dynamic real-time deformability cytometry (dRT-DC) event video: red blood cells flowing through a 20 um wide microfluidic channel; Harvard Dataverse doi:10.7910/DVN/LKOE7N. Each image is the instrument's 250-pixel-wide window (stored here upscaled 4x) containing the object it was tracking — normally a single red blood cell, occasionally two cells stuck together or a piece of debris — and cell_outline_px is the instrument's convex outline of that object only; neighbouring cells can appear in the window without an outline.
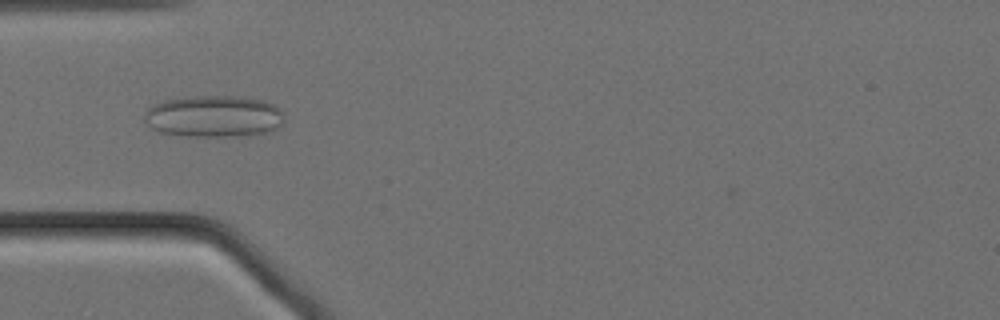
{"species": "Egyptian fruit bat (a non-hibernating species)", "species_latin": "Rousettus aegyptiacus", "temperature_condition": "cold", "stored_images_in_passage": 48, "camera_frame_rate_fps": 3000, "um_per_image_px": 0.085, "animal": {"sex": "female"}, "frame": {"image": 1, "passage_image": 8, "time_ms": 2.333, "image_size_px": [1000, 320], "cell_outline_px": [[284, 120], [276, 128], [264, 132], [236, 136], [188, 136], [160, 132], [152, 128], [144, 120], [144, 112], [152, 104], [164, 100], [184, 96], [236, 96], [264, 100], [280, 108], [284, 116]], "centroid_in_image_um": [18.13, 9.87], "position_along_channel_um": 66.9, "area_um2": 34.1}}
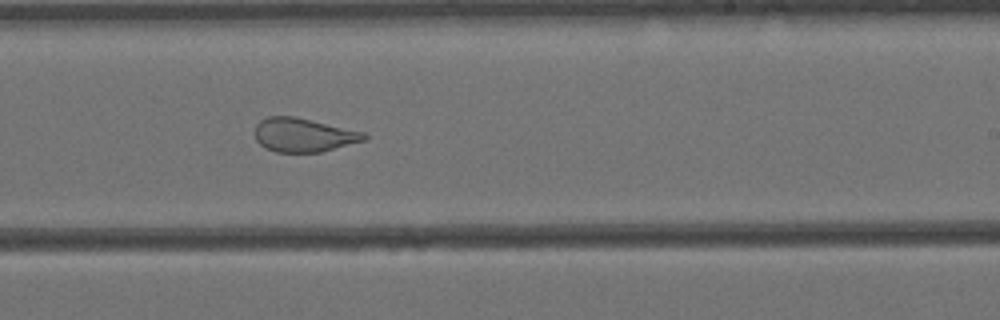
{"frame": {"image": 2, "passage_image": 25, "time_ms": 8.0, "image_size_px": [1000, 320], "cell_outline_px": [[368, 136], [364, 140], [320, 152], [276, 152], [264, 148], [256, 140], [256, 124], [260, 120], [268, 116], [292, 116], [368, 132]], "centroid_in_image_um": [25.81, 11.47], "position_along_channel_um": 263.2, "area_um2": 21.5}}
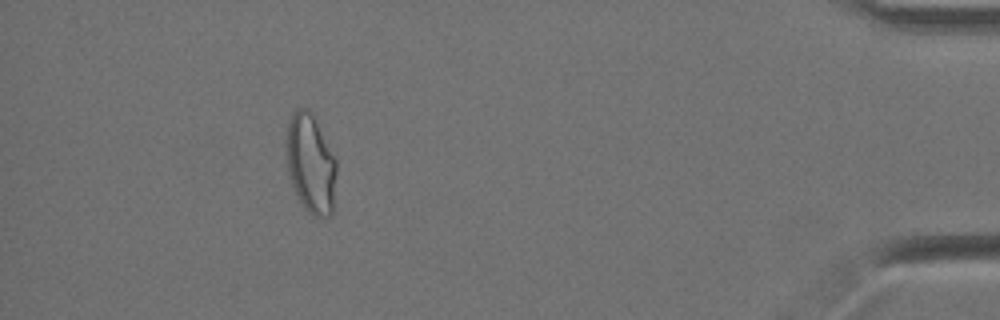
{"frame": {"image": 3, "passage_image": 43, "time_ms": 14.0, "image_size_px": [1000, 320], "cell_outline_px": [[336, 172], [332, 212], [328, 216], [312, 216], [304, 208], [292, 184], [288, 172], [288, 124], [292, 112], [296, 108], [308, 108], [312, 112], [336, 160]], "centroid_in_image_um": [26.42, 13.9], "position_along_channel_um": 408.8, "area_um2": 28.38}, "authors_computed_cell_mechanics": {"area_um2": 25.6632, "velocity_mm_per_s": 3.4461, "shape_relaxation_time_tau1_ms": null, "shape_relaxation_time_tau2_ms": 1.1952, "deformation_change_tau1": null, "deformation_change_tau2": 0.0873}}